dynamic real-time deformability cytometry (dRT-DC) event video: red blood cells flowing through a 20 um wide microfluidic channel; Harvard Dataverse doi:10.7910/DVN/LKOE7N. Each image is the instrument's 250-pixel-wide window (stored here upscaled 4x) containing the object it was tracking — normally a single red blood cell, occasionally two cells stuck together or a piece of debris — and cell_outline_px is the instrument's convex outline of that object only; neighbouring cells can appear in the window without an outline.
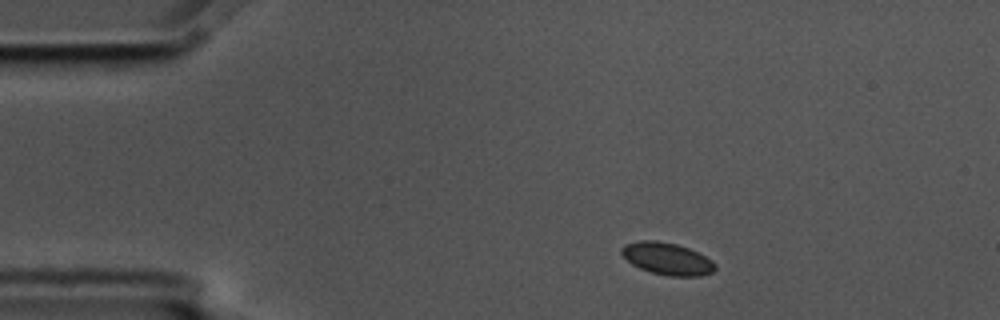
{"species": "common noctule bat (a hibernating species)", "species_latin": "Nyctalus noctula", "temperature_condition": "cold", "stored_images_in_passage": 3, "camera_frame_rate_fps": 3000, "um_per_image_px": 0.085, "animal": {"sex": "male", "body_mass_g": 17.5, "forearm_length_mm": 52.3}, "frame": {"image": 1, "passage_image": 1, "time_ms": 0.0, "image_size_px": [1000, 320], "cell_outline_px": [[716, 268], [712, 272], [700, 276], [668, 276], [652, 272], [640, 268], [632, 264], [620, 252], [620, 248], [624, 244], [640, 240], [656, 240], [676, 244], [688, 248], [712, 260], [716, 264]], "centroid_in_image_um": [56.69, 21.98], "position_along_channel_um": 28.3, "area_um2": 17.46}}